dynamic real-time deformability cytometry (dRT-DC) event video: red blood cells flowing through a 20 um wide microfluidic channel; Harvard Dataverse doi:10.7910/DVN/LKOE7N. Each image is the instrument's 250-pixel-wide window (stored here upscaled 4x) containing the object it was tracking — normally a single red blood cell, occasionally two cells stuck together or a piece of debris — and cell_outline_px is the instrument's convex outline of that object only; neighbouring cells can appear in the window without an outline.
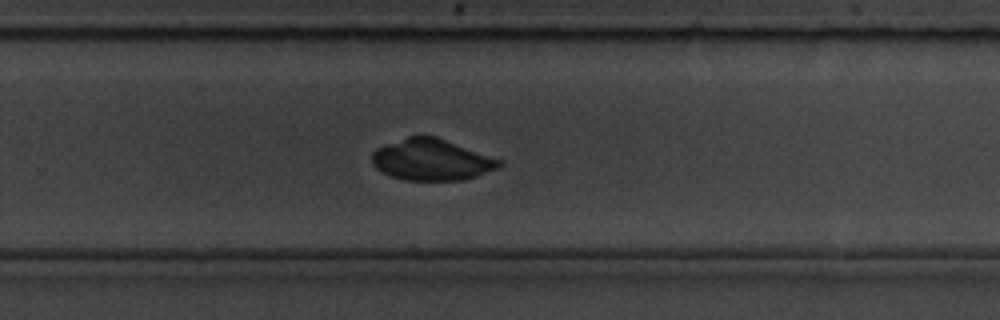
{"species": "common noctule bat (a hibernating species)", "species_latin": "Nyctalus noctula", "temperature_condition": "room temperature", "stored_images_in_passage": 27, "camera_frame_rate_fps": 3000, "um_per_image_px": 0.085, "animal": {"sex": "male", "body_mass_g": 19.5, "forearm_length_mm": 54.6}, "frame": {"image": 1, "passage_image": 20, "time_ms": 6.333, "image_size_px": [1000, 320], "cell_outline_px": [[504, 164], [500, 168], [476, 176], [460, 180], [404, 180], [392, 176], [376, 168], [372, 164], [372, 152], [376, 148], [384, 144], [420, 132], [424, 132], [436, 136], [504, 160]], "centroid_in_image_um": [36.71, 13.54], "position_along_channel_um": 293.1, "area_um2": 31.33}}